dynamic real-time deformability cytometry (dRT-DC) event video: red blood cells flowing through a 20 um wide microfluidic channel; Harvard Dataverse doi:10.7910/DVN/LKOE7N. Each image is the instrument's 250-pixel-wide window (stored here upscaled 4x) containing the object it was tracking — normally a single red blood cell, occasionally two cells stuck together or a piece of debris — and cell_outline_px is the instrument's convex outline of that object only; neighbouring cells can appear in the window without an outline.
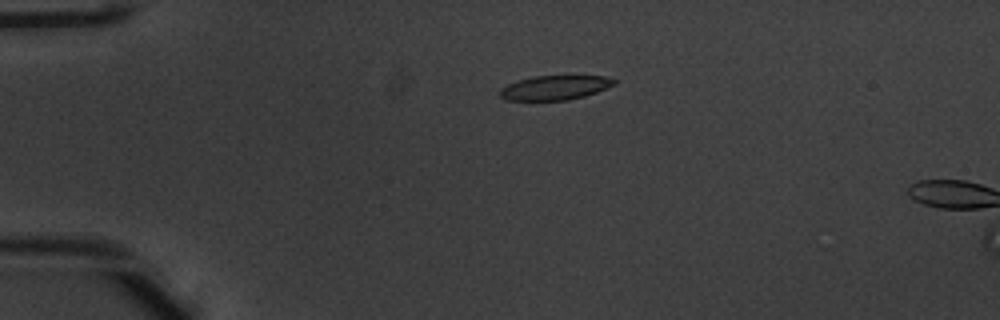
{"species": "common noctule bat (a hibernating species)", "species_latin": "Nyctalus noctula", "temperature_condition": "warm", "stored_images_in_passage": 5, "camera_frame_rate_fps": 3000, "um_per_image_px": 0.085, "animal": {"sex": "male", "body_mass_g": 20.1, "forearm_length_mm": 53.5}, "frame": {"image": 1, "passage_image": 2, "time_ms": 0.333, "image_size_px": [1000, 320], "cell_outline_px": [[616, 84], [596, 92], [584, 96], [568, 100], [508, 100], [500, 96], [500, 88], [508, 84], [532, 76], [604, 76], [616, 80]], "centroid_in_image_um": [47.17, 7.45], "position_along_channel_um": 37.8, "area_um2": 16.07}}